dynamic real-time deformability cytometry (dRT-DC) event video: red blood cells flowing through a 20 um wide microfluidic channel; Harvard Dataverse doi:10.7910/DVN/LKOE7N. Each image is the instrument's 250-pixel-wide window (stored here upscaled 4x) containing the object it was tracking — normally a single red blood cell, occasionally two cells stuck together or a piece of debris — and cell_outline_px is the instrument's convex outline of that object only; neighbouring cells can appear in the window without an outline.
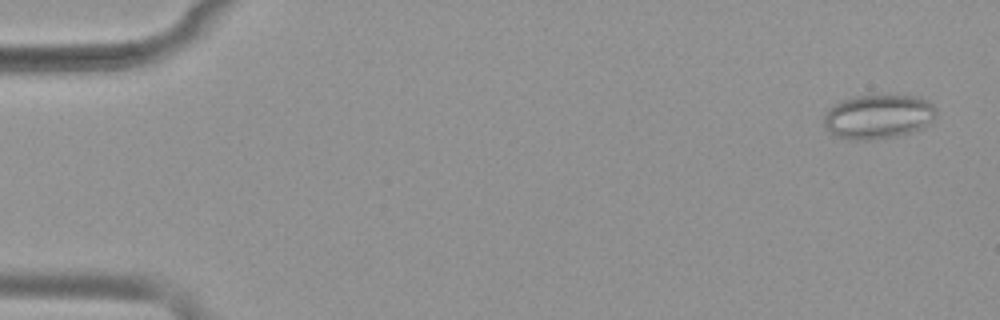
{"species": "common noctule bat (a hibernating species)", "species_latin": "Nyctalus noctula", "temperature_condition": "warm", "stored_images_in_passage": 53, "camera_frame_rate_fps": 3000, "um_per_image_px": 0.085, "animal": {"sex": "female", "body_mass_g": 19.9}, "frame": {"image": 1, "passage_image": 3, "time_ms": 0.667, "image_size_px": [1000, 320], "cell_outline_px": [[936, 112], [932, 120], [924, 128], [912, 132], [896, 136], [872, 140], [852, 140], [832, 136], [824, 124], [824, 116], [828, 108], [840, 100], [856, 96], [920, 96], [928, 100], [936, 108]], "centroid_in_image_um": [74.63, 9.93], "position_along_channel_um": 10.4, "area_um2": 29.25}}
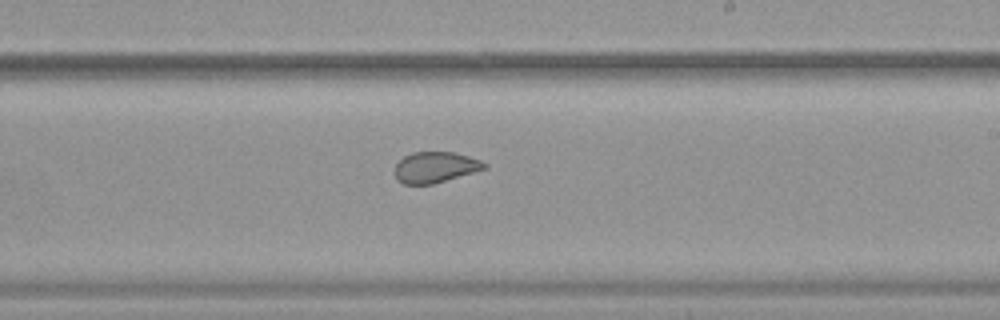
{"frame": {"image": 2, "passage_image": 32, "time_ms": 10.333, "image_size_px": [1000, 320], "cell_outline_px": [[488, 168], [432, 184], [404, 184], [396, 180], [396, 164], [404, 156], [412, 152], [452, 152], [468, 156], [480, 160], [488, 164]], "centroid_in_image_um": [37.01, 14.21], "position_along_channel_um": 252.0, "area_um2": 16.01}}
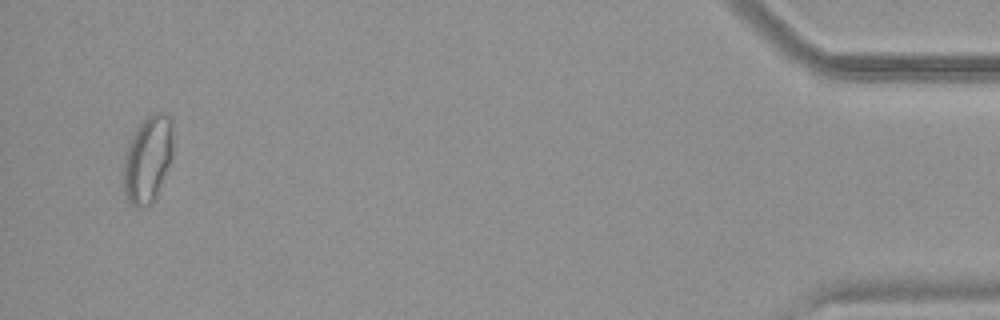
{"frame": {"image": 3, "passage_image": 51, "time_ms": 16.667, "image_size_px": [1000, 320], "cell_outline_px": [[172, 156], [156, 200], [152, 204], [140, 208], [136, 208], [128, 204], [124, 192], [124, 160], [128, 144], [136, 128], [144, 116], [156, 112], [168, 112], [172, 116]], "centroid_in_image_um": [12.57, 13.53], "position_along_channel_um": 422.6, "area_um2": 25.72}, "authors_computed_cell_mechanics": {"area_um2": 21.386, "velocity_mm_per_s": 3.9029, "shape_relaxation_time_tau1_ms": null, "shape_relaxation_time_tau2_ms": 1.0592, "deformation_change_tau1": null, "deformation_change_tau2": 0.0532}}